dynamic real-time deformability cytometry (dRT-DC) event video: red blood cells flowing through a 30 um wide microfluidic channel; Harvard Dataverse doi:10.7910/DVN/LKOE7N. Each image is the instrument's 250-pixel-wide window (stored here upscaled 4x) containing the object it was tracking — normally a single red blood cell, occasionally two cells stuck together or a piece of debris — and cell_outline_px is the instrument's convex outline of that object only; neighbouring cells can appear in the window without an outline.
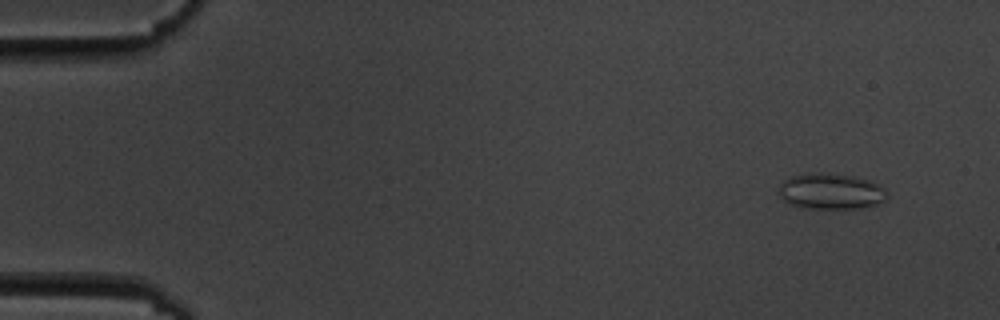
{"species": "common noctule bat (a hibernating species)", "species_latin": "Nyctalus noctula", "temperature_condition": "cold", "stored_images_in_passage": 5, "camera_frame_rate_fps": 3000, "um_per_image_px": 0.085, "animal": {"sex": "male", "body_mass_g": 19.5, "forearm_length_mm": 54.6}, "frame": {"image": 1, "passage_image": 1, "time_ms": 0.0, "image_size_px": [1000, 320], "cell_outline_px": [[888, 196], [884, 200], [876, 204], [864, 208], [800, 208], [788, 204], [776, 192], [780, 184], [784, 180], [792, 176], [804, 172], [828, 172], [852, 176], [872, 180], [884, 188]], "centroid_in_image_um": [70.58, 16.25], "position_along_channel_um": 14.4, "area_um2": 23.18}}
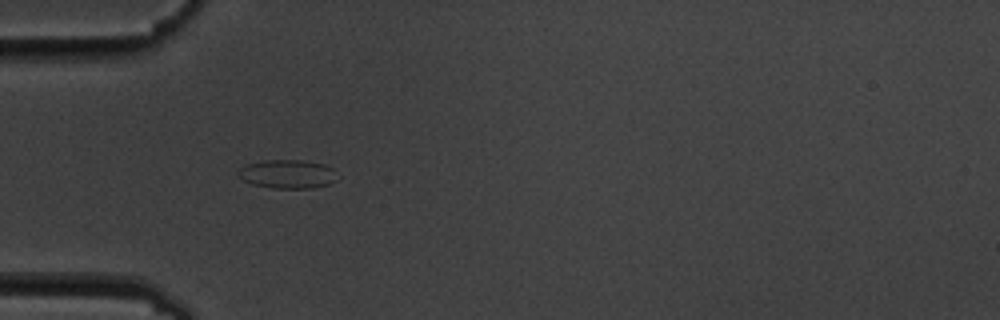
{"frame": {"image": 2, "passage_image": 4, "time_ms": 4.333, "image_size_px": [1000, 320], "cell_outline_px": [[336, 180], [328, 184], [312, 188], [272, 188], [252, 184], [244, 180], [236, 172], [240, 168], [248, 164], [264, 160], [304, 160], [324, 164], [332, 168]], "centroid_in_image_um": [24.42, 14.79], "position_along_channel_um": 60.6, "area_um2": 16.42}}
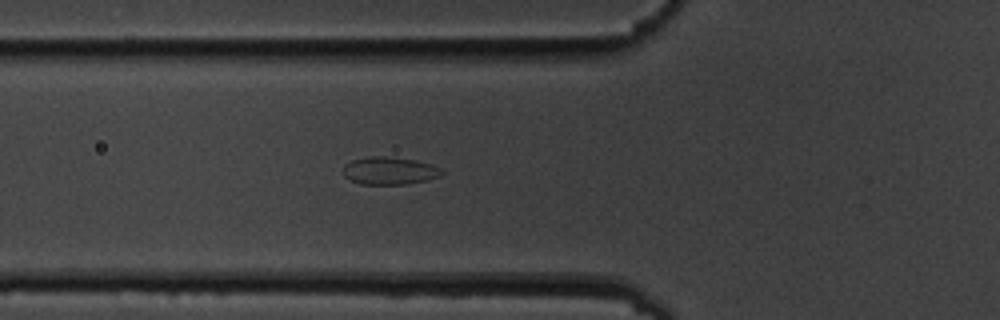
{"frame": {"image": 3, "passage_image": 5, "time_ms": 5.333, "image_size_px": [1000, 320], "cell_outline_px": [[444, 172], [440, 176], [428, 180], [408, 184], [360, 184], [344, 176], [344, 164], [352, 160], [368, 156], [384, 156], [416, 160], [432, 164], [440, 168]], "centroid_in_image_um": [33.13, 14.51], "position_along_channel_um": 92.7, "area_um2": 15.95}}